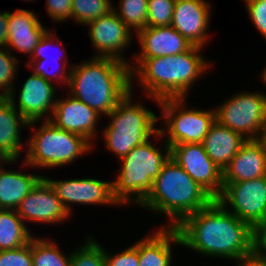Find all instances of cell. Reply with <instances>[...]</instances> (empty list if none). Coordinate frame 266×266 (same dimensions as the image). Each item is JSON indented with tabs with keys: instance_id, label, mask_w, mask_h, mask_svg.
Masks as SVG:
<instances>
[{
	"instance_id": "7402d4cb",
	"label": "cell",
	"mask_w": 266,
	"mask_h": 266,
	"mask_svg": "<svg viewBox=\"0 0 266 266\" xmlns=\"http://www.w3.org/2000/svg\"><path fill=\"white\" fill-rule=\"evenodd\" d=\"M182 245L176 227H163L138 242L139 266H171L172 243Z\"/></svg>"
},
{
	"instance_id": "cb8c5ba5",
	"label": "cell",
	"mask_w": 266,
	"mask_h": 266,
	"mask_svg": "<svg viewBox=\"0 0 266 266\" xmlns=\"http://www.w3.org/2000/svg\"><path fill=\"white\" fill-rule=\"evenodd\" d=\"M15 163L16 160H0V209L16 210L22 199L43 177L17 171L5 170L2 163Z\"/></svg>"
},
{
	"instance_id": "8fae6325",
	"label": "cell",
	"mask_w": 266,
	"mask_h": 266,
	"mask_svg": "<svg viewBox=\"0 0 266 266\" xmlns=\"http://www.w3.org/2000/svg\"><path fill=\"white\" fill-rule=\"evenodd\" d=\"M171 157L215 200L223 190V171L205 152L203 143L176 144Z\"/></svg>"
},
{
	"instance_id": "e575fe53",
	"label": "cell",
	"mask_w": 266,
	"mask_h": 266,
	"mask_svg": "<svg viewBox=\"0 0 266 266\" xmlns=\"http://www.w3.org/2000/svg\"><path fill=\"white\" fill-rule=\"evenodd\" d=\"M104 257L105 266H139L138 242L114 255L104 250Z\"/></svg>"
},
{
	"instance_id": "5bb4252c",
	"label": "cell",
	"mask_w": 266,
	"mask_h": 266,
	"mask_svg": "<svg viewBox=\"0 0 266 266\" xmlns=\"http://www.w3.org/2000/svg\"><path fill=\"white\" fill-rule=\"evenodd\" d=\"M51 185L56 196L68 213L72 214L69 206L75 204H110L118 205L112 196V182L94 178L52 180L43 176Z\"/></svg>"
},
{
	"instance_id": "4fadbf2b",
	"label": "cell",
	"mask_w": 266,
	"mask_h": 266,
	"mask_svg": "<svg viewBox=\"0 0 266 266\" xmlns=\"http://www.w3.org/2000/svg\"><path fill=\"white\" fill-rule=\"evenodd\" d=\"M86 26H89V37L97 51L94 57L112 58L131 65L126 62L121 52L131 43L133 32L120 20L114 10L87 23Z\"/></svg>"
},
{
	"instance_id": "83f0119b",
	"label": "cell",
	"mask_w": 266,
	"mask_h": 266,
	"mask_svg": "<svg viewBox=\"0 0 266 266\" xmlns=\"http://www.w3.org/2000/svg\"><path fill=\"white\" fill-rule=\"evenodd\" d=\"M113 8L110 0H72V18L75 22L86 25L109 14Z\"/></svg>"
},
{
	"instance_id": "f1b7e54d",
	"label": "cell",
	"mask_w": 266,
	"mask_h": 266,
	"mask_svg": "<svg viewBox=\"0 0 266 266\" xmlns=\"http://www.w3.org/2000/svg\"><path fill=\"white\" fill-rule=\"evenodd\" d=\"M85 244L71 253L70 266H105L104 248L88 236Z\"/></svg>"
},
{
	"instance_id": "9a60e30c",
	"label": "cell",
	"mask_w": 266,
	"mask_h": 266,
	"mask_svg": "<svg viewBox=\"0 0 266 266\" xmlns=\"http://www.w3.org/2000/svg\"><path fill=\"white\" fill-rule=\"evenodd\" d=\"M16 212L24 223L29 220L40 224L60 223L71 215L44 177L22 199Z\"/></svg>"
},
{
	"instance_id": "484cf974",
	"label": "cell",
	"mask_w": 266,
	"mask_h": 266,
	"mask_svg": "<svg viewBox=\"0 0 266 266\" xmlns=\"http://www.w3.org/2000/svg\"><path fill=\"white\" fill-rule=\"evenodd\" d=\"M53 240L31 238L33 266H70L71 254L65 256Z\"/></svg>"
},
{
	"instance_id": "f546056e",
	"label": "cell",
	"mask_w": 266,
	"mask_h": 266,
	"mask_svg": "<svg viewBox=\"0 0 266 266\" xmlns=\"http://www.w3.org/2000/svg\"><path fill=\"white\" fill-rule=\"evenodd\" d=\"M176 0H148L147 27L171 26Z\"/></svg>"
},
{
	"instance_id": "4316f807",
	"label": "cell",
	"mask_w": 266,
	"mask_h": 266,
	"mask_svg": "<svg viewBox=\"0 0 266 266\" xmlns=\"http://www.w3.org/2000/svg\"><path fill=\"white\" fill-rule=\"evenodd\" d=\"M119 10L113 8L120 20L137 33L147 27L148 0H120Z\"/></svg>"
},
{
	"instance_id": "836d02e7",
	"label": "cell",
	"mask_w": 266,
	"mask_h": 266,
	"mask_svg": "<svg viewBox=\"0 0 266 266\" xmlns=\"http://www.w3.org/2000/svg\"><path fill=\"white\" fill-rule=\"evenodd\" d=\"M251 259L266 265V219L253 227Z\"/></svg>"
},
{
	"instance_id": "74e56055",
	"label": "cell",
	"mask_w": 266,
	"mask_h": 266,
	"mask_svg": "<svg viewBox=\"0 0 266 266\" xmlns=\"http://www.w3.org/2000/svg\"><path fill=\"white\" fill-rule=\"evenodd\" d=\"M55 38L57 36H54L50 31H47L44 36L41 38V40L38 42L36 47L34 48L32 55H31V60H58V61H63L60 59L59 56L54 57L49 56L47 54V50L52 42H54ZM47 49V50H46Z\"/></svg>"
},
{
	"instance_id": "2e32d148",
	"label": "cell",
	"mask_w": 266,
	"mask_h": 266,
	"mask_svg": "<svg viewBox=\"0 0 266 266\" xmlns=\"http://www.w3.org/2000/svg\"><path fill=\"white\" fill-rule=\"evenodd\" d=\"M211 4L205 0H176L171 26L190 44L204 48L207 44Z\"/></svg>"
},
{
	"instance_id": "60d3db41",
	"label": "cell",
	"mask_w": 266,
	"mask_h": 266,
	"mask_svg": "<svg viewBox=\"0 0 266 266\" xmlns=\"http://www.w3.org/2000/svg\"><path fill=\"white\" fill-rule=\"evenodd\" d=\"M263 144L264 146L266 147V122H265V125L263 127V132L261 134V137L259 139Z\"/></svg>"
},
{
	"instance_id": "5b68a950",
	"label": "cell",
	"mask_w": 266,
	"mask_h": 266,
	"mask_svg": "<svg viewBox=\"0 0 266 266\" xmlns=\"http://www.w3.org/2000/svg\"><path fill=\"white\" fill-rule=\"evenodd\" d=\"M149 141L134 147L120 159L123 164L118 177L111 181L112 196L118 205L135 202L140 206L150 193L155 178L171 157V148L167 143L162 151Z\"/></svg>"
},
{
	"instance_id": "d4e9b609",
	"label": "cell",
	"mask_w": 266,
	"mask_h": 266,
	"mask_svg": "<svg viewBox=\"0 0 266 266\" xmlns=\"http://www.w3.org/2000/svg\"><path fill=\"white\" fill-rule=\"evenodd\" d=\"M16 210L0 209V251L20 248L33 237Z\"/></svg>"
},
{
	"instance_id": "7a4b0ae2",
	"label": "cell",
	"mask_w": 266,
	"mask_h": 266,
	"mask_svg": "<svg viewBox=\"0 0 266 266\" xmlns=\"http://www.w3.org/2000/svg\"><path fill=\"white\" fill-rule=\"evenodd\" d=\"M202 49L192 46L176 55L137 58V67L129 65L130 90L133 80L138 77L141 88L156 103L166 98H186L194 81L209 69L210 63L200 54Z\"/></svg>"
},
{
	"instance_id": "ba28073f",
	"label": "cell",
	"mask_w": 266,
	"mask_h": 266,
	"mask_svg": "<svg viewBox=\"0 0 266 266\" xmlns=\"http://www.w3.org/2000/svg\"><path fill=\"white\" fill-rule=\"evenodd\" d=\"M186 98L161 99L158 105L162 109L161 118L166 130L158 131L165 136V142L171 148L176 144L203 143L210 126L215 122V110L187 109Z\"/></svg>"
},
{
	"instance_id": "f35d334b",
	"label": "cell",
	"mask_w": 266,
	"mask_h": 266,
	"mask_svg": "<svg viewBox=\"0 0 266 266\" xmlns=\"http://www.w3.org/2000/svg\"><path fill=\"white\" fill-rule=\"evenodd\" d=\"M8 14L7 11L0 13V47H6L8 40Z\"/></svg>"
},
{
	"instance_id": "7c38bea8",
	"label": "cell",
	"mask_w": 266,
	"mask_h": 266,
	"mask_svg": "<svg viewBox=\"0 0 266 266\" xmlns=\"http://www.w3.org/2000/svg\"><path fill=\"white\" fill-rule=\"evenodd\" d=\"M21 87L18 106L15 101V89L7 98L15 108L18 107L19 113L29 122V127H33L43 117L45 120H50L57 99H54L57 94L54 83L33 73ZM46 114L51 116L47 117Z\"/></svg>"
},
{
	"instance_id": "277c9868",
	"label": "cell",
	"mask_w": 266,
	"mask_h": 266,
	"mask_svg": "<svg viewBox=\"0 0 266 266\" xmlns=\"http://www.w3.org/2000/svg\"><path fill=\"white\" fill-rule=\"evenodd\" d=\"M214 200L170 157L140 206L168 216L172 221L166 227H177L187 216L206 208Z\"/></svg>"
},
{
	"instance_id": "52a82bcc",
	"label": "cell",
	"mask_w": 266,
	"mask_h": 266,
	"mask_svg": "<svg viewBox=\"0 0 266 266\" xmlns=\"http://www.w3.org/2000/svg\"><path fill=\"white\" fill-rule=\"evenodd\" d=\"M41 122H43L41 127L28 141L25 166L46 167V169L64 166L92 149V143L86 138L62 130L49 120Z\"/></svg>"
},
{
	"instance_id": "3957f363",
	"label": "cell",
	"mask_w": 266,
	"mask_h": 266,
	"mask_svg": "<svg viewBox=\"0 0 266 266\" xmlns=\"http://www.w3.org/2000/svg\"><path fill=\"white\" fill-rule=\"evenodd\" d=\"M71 66L67 84L72 93L70 95L101 116L110 114L130 91L128 63L92 57L82 64Z\"/></svg>"
},
{
	"instance_id": "d6986e66",
	"label": "cell",
	"mask_w": 266,
	"mask_h": 266,
	"mask_svg": "<svg viewBox=\"0 0 266 266\" xmlns=\"http://www.w3.org/2000/svg\"><path fill=\"white\" fill-rule=\"evenodd\" d=\"M136 35L141 47L140 54L135 55L136 58L176 55L188 51L193 46L172 26L145 27Z\"/></svg>"
},
{
	"instance_id": "8d00e7d4",
	"label": "cell",
	"mask_w": 266,
	"mask_h": 266,
	"mask_svg": "<svg viewBox=\"0 0 266 266\" xmlns=\"http://www.w3.org/2000/svg\"><path fill=\"white\" fill-rule=\"evenodd\" d=\"M46 8L54 21L64 22L72 18V0H46Z\"/></svg>"
},
{
	"instance_id": "d6a6232c",
	"label": "cell",
	"mask_w": 266,
	"mask_h": 266,
	"mask_svg": "<svg viewBox=\"0 0 266 266\" xmlns=\"http://www.w3.org/2000/svg\"><path fill=\"white\" fill-rule=\"evenodd\" d=\"M0 266H33L31 240L20 248L1 250Z\"/></svg>"
},
{
	"instance_id": "b9f144b4",
	"label": "cell",
	"mask_w": 266,
	"mask_h": 266,
	"mask_svg": "<svg viewBox=\"0 0 266 266\" xmlns=\"http://www.w3.org/2000/svg\"><path fill=\"white\" fill-rule=\"evenodd\" d=\"M261 79L264 82V84H266V67H265V70L261 74Z\"/></svg>"
},
{
	"instance_id": "8992f818",
	"label": "cell",
	"mask_w": 266,
	"mask_h": 266,
	"mask_svg": "<svg viewBox=\"0 0 266 266\" xmlns=\"http://www.w3.org/2000/svg\"><path fill=\"white\" fill-rule=\"evenodd\" d=\"M129 91L108 115L111 122L104 128L103 135L108 150L118 158L125 157L134 147L146 143L149 138L162 137L155 128L159 118L141 103H132Z\"/></svg>"
},
{
	"instance_id": "44dd1931",
	"label": "cell",
	"mask_w": 266,
	"mask_h": 266,
	"mask_svg": "<svg viewBox=\"0 0 266 266\" xmlns=\"http://www.w3.org/2000/svg\"><path fill=\"white\" fill-rule=\"evenodd\" d=\"M29 122L19 113L7 97L0 98V160H18L22 152V127Z\"/></svg>"
},
{
	"instance_id": "e0dca14e",
	"label": "cell",
	"mask_w": 266,
	"mask_h": 266,
	"mask_svg": "<svg viewBox=\"0 0 266 266\" xmlns=\"http://www.w3.org/2000/svg\"><path fill=\"white\" fill-rule=\"evenodd\" d=\"M101 115L80 100L70 96L56 100L51 121L56 127L78 134L90 143L96 137V124Z\"/></svg>"
},
{
	"instance_id": "4dcf8cb0",
	"label": "cell",
	"mask_w": 266,
	"mask_h": 266,
	"mask_svg": "<svg viewBox=\"0 0 266 266\" xmlns=\"http://www.w3.org/2000/svg\"><path fill=\"white\" fill-rule=\"evenodd\" d=\"M6 47H0V96L7 97L14 88L15 74L17 73L18 60L11 55Z\"/></svg>"
},
{
	"instance_id": "1f68e13d",
	"label": "cell",
	"mask_w": 266,
	"mask_h": 266,
	"mask_svg": "<svg viewBox=\"0 0 266 266\" xmlns=\"http://www.w3.org/2000/svg\"><path fill=\"white\" fill-rule=\"evenodd\" d=\"M31 62H29V63H27V66L30 68V69H32V70H34V74H37V75H40L43 79H45V80H47V81H50V82H52L51 80H53V79H56V80H54V81H56V82H65L66 84L65 85H67L68 84V81H69V76H70V69H71V66L70 67H66V66H69L70 64H68L67 62V59L65 60V62L63 61H57L56 60V62H62L61 64H63L62 66H60L59 67V65H58V67L60 68H58L59 70L57 71V73H59V74H56V73H53L52 71H51V73H50V71H49V68H47L48 67V61H50V62H55V60H30ZM35 62V63H34ZM51 64V63H50ZM57 64V63H56ZM68 64V65H67ZM34 66V67H33ZM50 66V65H49ZM62 68V69H61ZM69 69V70H68ZM57 70V69H56ZM55 70V71H56ZM68 70V71H67ZM67 71V72H66ZM61 72V73H60ZM53 73V74H52ZM53 76V77H52ZM58 80V81H57Z\"/></svg>"
},
{
	"instance_id": "ac0fdd59",
	"label": "cell",
	"mask_w": 266,
	"mask_h": 266,
	"mask_svg": "<svg viewBox=\"0 0 266 266\" xmlns=\"http://www.w3.org/2000/svg\"><path fill=\"white\" fill-rule=\"evenodd\" d=\"M266 176V147L260 140H247L223 170V183Z\"/></svg>"
},
{
	"instance_id": "6da1fadb",
	"label": "cell",
	"mask_w": 266,
	"mask_h": 266,
	"mask_svg": "<svg viewBox=\"0 0 266 266\" xmlns=\"http://www.w3.org/2000/svg\"><path fill=\"white\" fill-rule=\"evenodd\" d=\"M182 246L200 254L243 262L251 259L253 228L217 200L187 216L177 227Z\"/></svg>"
},
{
	"instance_id": "d590c367",
	"label": "cell",
	"mask_w": 266,
	"mask_h": 266,
	"mask_svg": "<svg viewBox=\"0 0 266 266\" xmlns=\"http://www.w3.org/2000/svg\"><path fill=\"white\" fill-rule=\"evenodd\" d=\"M250 19L266 38V0H244Z\"/></svg>"
},
{
	"instance_id": "ab89813d",
	"label": "cell",
	"mask_w": 266,
	"mask_h": 266,
	"mask_svg": "<svg viewBox=\"0 0 266 266\" xmlns=\"http://www.w3.org/2000/svg\"><path fill=\"white\" fill-rule=\"evenodd\" d=\"M238 266H266L265 264H261L258 262L253 261L252 259L245 260L243 262H238Z\"/></svg>"
},
{
	"instance_id": "603a6c76",
	"label": "cell",
	"mask_w": 266,
	"mask_h": 266,
	"mask_svg": "<svg viewBox=\"0 0 266 266\" xmlns=\"http://www.w3.org/2000/svg\"><path fill=\"white\" fill-rule=\"evenodd\" d=\"M246 141L240 133L215 120L204 137L203 146L207 155L223 171Z\"/></svg>"
},
{
	"instance_id": "30bf717a",
	"label": "cell",
	"mask_w": 266,
	"mask_h": 266,
	"mask_svg": "<svg viewBox=\"0 0 266 266\" xmlns=\"http://www.w3.org/2000/svg\"><path fill=\"white\" fill-rule=\"evenodd\" d=\"M216 200L227 211L253 228L266 219V176L248 181L223 183L222 193ZM227 206L233 210H229Z\"/></svg>"
},
{
	"instance_id": "9c48e42d",
	"label": "cell",
	"mask_w": 266,
	"mask_h": 266,
	"mask_svg": "<svg viewBox=\"0 0 266 266\" xmlns=\"http://www.w3.org/2000/svg\"><path fill=\"white\" fill-rule=\"evenodd\" d=\"M215 119L247 140H259L266 122V94L239 92L216 108Z\"/></svg>"
},
{
	"instance_id": "ffe728a7",
	"label": "cell",
	"mask_w": 266,
	"mask_h": 266,
	"mask_svg": "<svg viewBox=\"0 0 266 266\" xmlns=\"http://www.w3.org/2000/svg\"><path fill=\"white\" fill-rule=\"evenodd\" d=\"M48 30L42 26L33 11L17 9L8 14V40L6 48L32 55V52ZM13 47V48H12Z\"/></svg>"
}]
</instances>
